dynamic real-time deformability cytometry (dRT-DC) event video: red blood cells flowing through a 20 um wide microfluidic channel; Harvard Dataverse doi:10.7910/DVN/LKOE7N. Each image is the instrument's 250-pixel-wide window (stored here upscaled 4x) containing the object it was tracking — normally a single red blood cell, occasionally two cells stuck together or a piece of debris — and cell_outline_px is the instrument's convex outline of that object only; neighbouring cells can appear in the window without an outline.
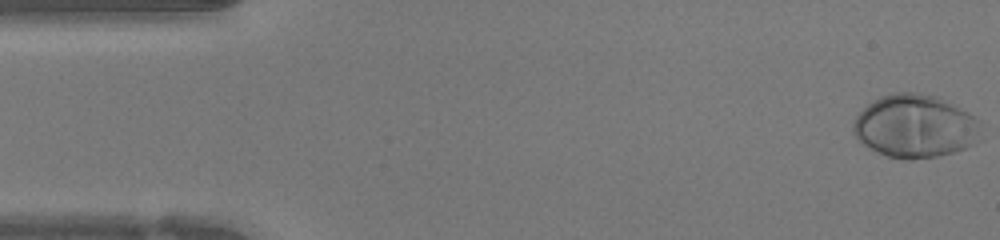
{"species": "human", "species_latin": "Homo sapiens", "temperature_condition": "warm", "stored_images_in_passage": 47, "camera_frame_rate_fps": 3000, "um_per_image_px": 0.085, "donor": {"sex": "female"}, "frame": {"image": 1, "passage_image": 1, "time_ms": 0.0, "image_size_px": [1000, 240], "cell_outline_px": [[980, 120], [972, 144], [956, 152], [936, 156], [908, 160], [904, 160], [888, 156], [864, 144], [856, 136], [852, 128], [852, 124], [856, 116], [868, 104], [880, 96], [896, 92], [912, 92], [936, 96], [968, 112]], "centroid_in_image_um": [77.74, 10.72], "position_along_channel_um": 7.3, "area_um2": 46.18}}
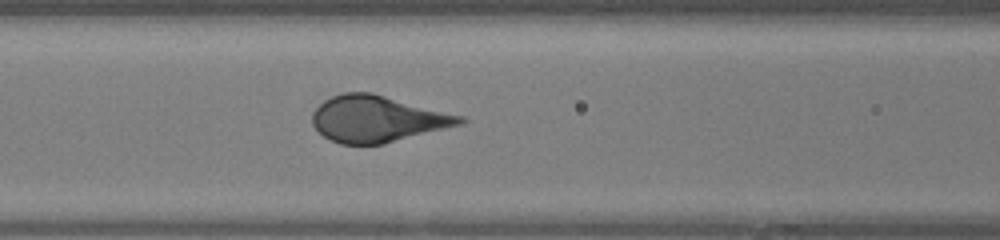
{"frame": {"image": 2, "passage_image": 19, "time_ms": 6.0, "image_size_px": [1000, 240], "cell_outline_px": [[468, 120], [464, 124], [384, 144], [340, 144], [324, 136], [312, 124], [312, 112], [324, 100], [332, 96], [344, 92], [372, 92], [464, 116]], "centroid_in_image_um": [32.11, 10.1], "position_along_channel_um": 134.5, "area_um2": 40.06}}
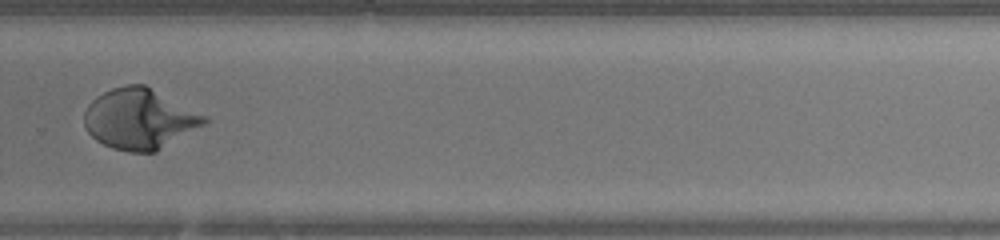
{"frame": {"image": 3, "passage_image": 32, "time_ms": 10.333, "image_size_px": [1000, 240], "cell_outline_px": [[208, 120], [204, 124], [156, 152], [128, 152], [112, 148], [96, 140], [88, 132], [84, 124], [84, 112], [88, 104], [96, 96], [112, 88], [124, 84], [144, 84], [208, 116]], "centroid_in_image_um": [11.85, 10.1], "position_along_channel_um": 318.0, "area_um2": 42.31}}